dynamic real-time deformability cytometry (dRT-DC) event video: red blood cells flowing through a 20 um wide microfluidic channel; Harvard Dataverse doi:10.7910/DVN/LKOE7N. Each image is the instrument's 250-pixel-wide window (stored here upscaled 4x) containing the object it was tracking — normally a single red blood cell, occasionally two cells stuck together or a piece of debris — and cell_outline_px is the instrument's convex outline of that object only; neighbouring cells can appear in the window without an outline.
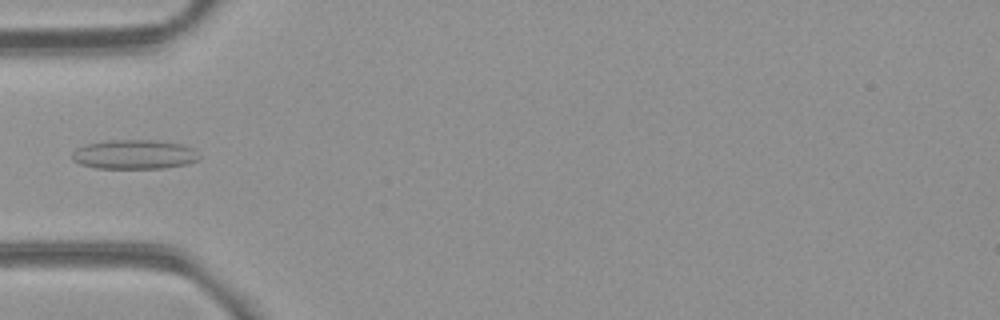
{"species": "common noctule bat (a hibernating species)", "species_latin": "Nyctalus noctula", "temperature_condition": "room temperature", "stored_images_in_passage": 5, "camera_frame_rate_fps": 3000, "um_per_image_px": 0.085, "animal": {"sex": "female", "body_mass_g": 21.9}, "frame": {"image": 1, "passage_image": 4, "time_ms": 3.667, "image_size_px": [1000, 320], "cell_outline_px": [[200, 156], [196, 160], [184, 164], [164, 168], [96, 168], [80, 164], [72, 160], [72, 152], [76, 148], [88, 144], [108, 140], [148, 140], [180, 144], [192, 148]], "centroid_in_image_um": [11.36, 13.13], "position_along_channel_um": 73.6, "area_um2": 21.44}}
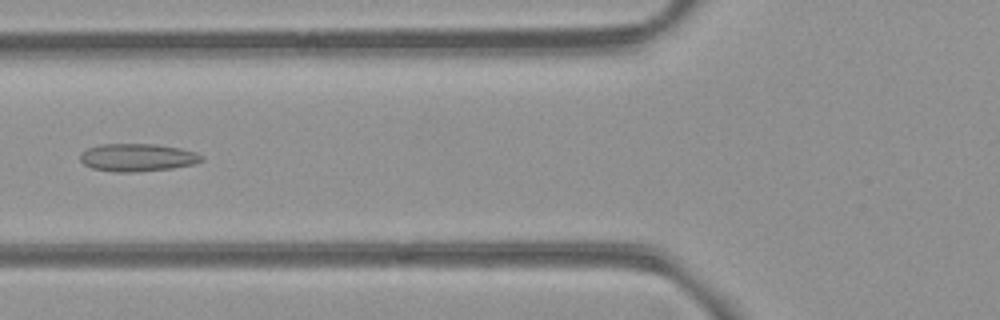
{"frame": {"image": 2, "passage_image": 5, "time_ms": 4.667, "image_size_px": [1000, 320], "cell_outline_px": [[204, 160], [196, 164], [172, 168], [136, 172], [116, 172], [92, 168], [84, 164], [80, 160], [80, 152], [88, 148], [100, 144], [156, 144], [180, 148], [196, 152], [204, 156]], "centroid_in_image_um": [11.71, 13.38], "position_along_channel_um": 114.1, "area_um2": 19.83}}